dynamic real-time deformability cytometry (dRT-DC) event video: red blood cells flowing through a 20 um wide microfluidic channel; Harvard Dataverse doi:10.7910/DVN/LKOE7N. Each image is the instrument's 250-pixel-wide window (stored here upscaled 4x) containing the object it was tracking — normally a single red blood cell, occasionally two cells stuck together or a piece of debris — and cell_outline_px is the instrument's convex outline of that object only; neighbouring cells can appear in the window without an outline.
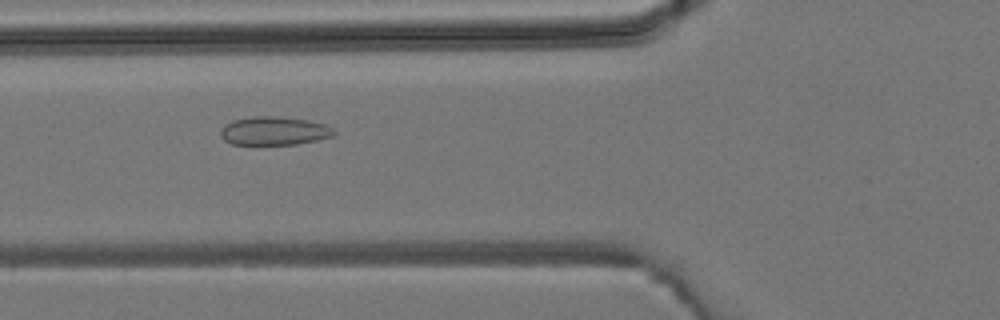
{"species": "common noctule bat (a hibernating species)", "species_latin": "Nyctalus noctula", "temperature_condition": "room temperature", "stored_images_in_passage": 42, "camera_frame_rate_fps": 3000, "um_per_image_px": 0.085, "animal": {"sex": "male", "body_mass_g": 19.2, "forearm_length_mm": 51.8}, "frame": {"image": 1, "passage_image": 13, "time_ms": 4.0, "image_size_px": [1000, 320], "cell_outline_px": [[336, 132], [332, 136], [316, 140], [296, 144], [232, 144], [224, 140], [220, 136], [220, 128], [224, 124], [232, 120], [256, 116], [276, 116], [308, 120], [324, 124], [332, 128]], "centroid_in_image_um": [23.25, 11.12], "position_along_channel_um": 102.5, "area_um2": 18.79}}
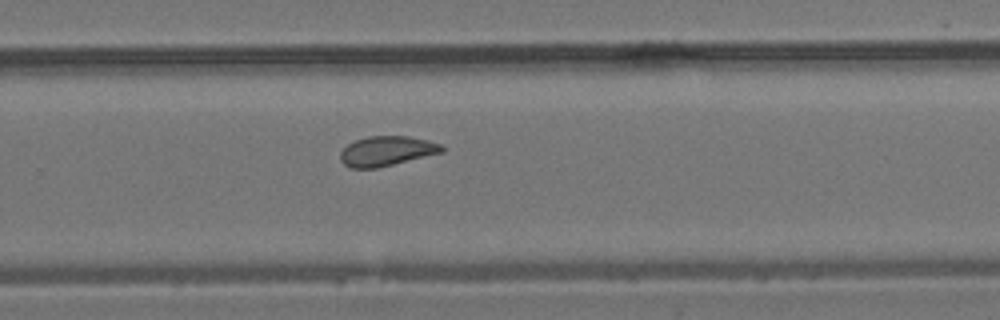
{"frame": {"image": 2, "passage_image": 26, "time_ms": 8.333, "image_size_px": [1000, 320], "cell_outline_px": [[444, 152], [376, 168], [352, 168], [344, 164], [340, 160], [340, 152], [348, 144], [356, 140], [368, 136], [408, 136], [428, 140], [440, 144], [444, 148]], "centroid_in_image_um": [32.87, 12.83], "position_along_channel_um": 296.9, "area_um2": 17.51}}
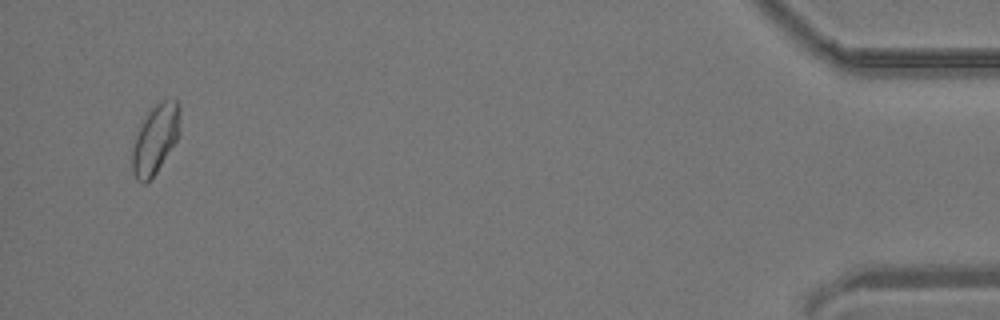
{"frame": {"image": 3, "passage_image": 40, "time_ms": 13.0, "image_size_px": [1000, 320], "cell_outline_px": [[180, 132], [176, 140], [156, 172], [144, 184], [140, 184], [136, 180], [132, 172], [132, 148], [136, 136], [148, 112], [156, 104], [164, 100], [176, 100], [180, 104]], "centroid_in_image_um": [13.21, 11.83], "position_along_channel_um": 422.0, "area_um2": 18.96}}